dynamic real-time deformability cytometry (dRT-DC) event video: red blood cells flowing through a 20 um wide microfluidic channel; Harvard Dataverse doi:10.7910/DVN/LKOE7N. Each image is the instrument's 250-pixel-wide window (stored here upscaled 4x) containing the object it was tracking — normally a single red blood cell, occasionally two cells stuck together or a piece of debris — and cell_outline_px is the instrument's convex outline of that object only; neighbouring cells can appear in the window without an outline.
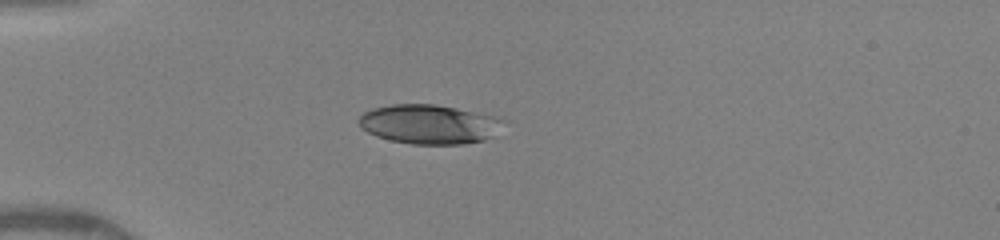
{"species": "human", "species_latin": "Homo sapiens", "temperature_condition": "warm", "stored_images_in_passage": 36, "camera_frame_rate_fps": 3000, "um_per_image_px": 0.085, "donor": {"sex": "female"}, "frame": {"image": 1, "passage_image": 1, "time_ms": 0.0, "image_size_px": [1000, 240], "cell_outline_px": [[508, 120], [492, 136], [484, 140], [464, 144], [412, 144], [392, 140], [376, 136], [360, 128], [356, 120], [364, 112], [372, 108], [392, 104], [436, 104], [496, 116]], "centroid_in_image_um": [36.47, 10.55], "position_along_channel_um": 48.5, "area_um2": 33.35}}
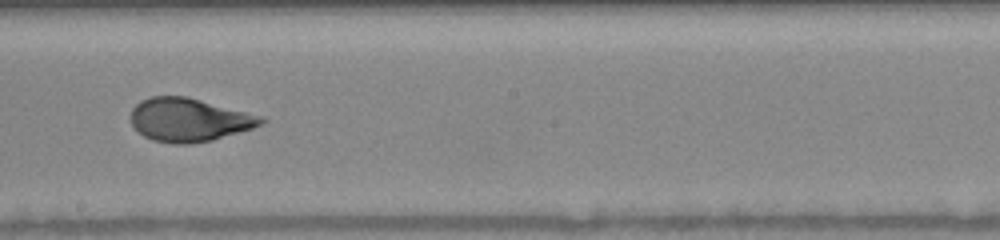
{"frame": {"image": 2, "passage_image": 16, "time_ms": 5.0, "image_size_px": [1000, 240], "cell_outline_px": [[268, 120], [252, 128], [212, 140], [192, 144], [172, 144], [152, 140], [144, 136], [132, 124], [132, 108], [140, 100], [152, 96], [188, 96], [264, 116]], "centroid_in_image_um": [16.09, 10.18], "position_along_channel_um": 232.1, "area_um2": 33.06}}
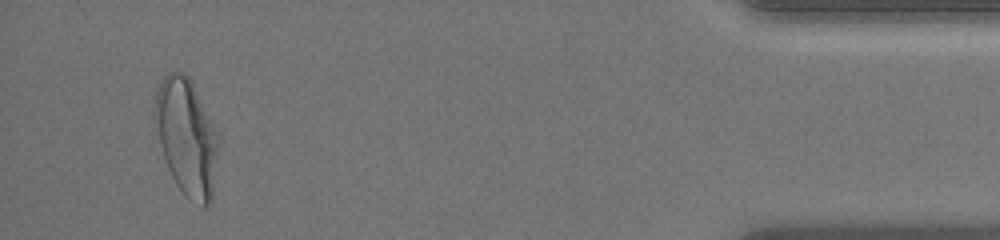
{"frame": {"image": 3, "passage_image": 34, "time_ms": 11.0, "image_size_px": [1000, 240], "cell_outline_px": [[216, 148], [212, 200], [204, 208], [188, 200], [184, 196], [176, 184], [168, 168], [160, 144], [152, 116], [152, 112], [156, 92], [160, 80], [168, 72], [184, 72], [188, 76], [216, 132]], "centroid_in_image_um": [15.79, 11.66], "position_along_channel_um": 419.4, "area_um2": 42.48}, "authors_computed_cell_mechanics": {"area_um2": 32.9749, "velocity_mm_per_s": 4.118, "shape_relaxation_time_tau1_ms": 6.8995, "shape_relaxation_time_tau2_ms": null, "deformation_change_tau1": 0.2638, "deformation_change_tau2": null}}